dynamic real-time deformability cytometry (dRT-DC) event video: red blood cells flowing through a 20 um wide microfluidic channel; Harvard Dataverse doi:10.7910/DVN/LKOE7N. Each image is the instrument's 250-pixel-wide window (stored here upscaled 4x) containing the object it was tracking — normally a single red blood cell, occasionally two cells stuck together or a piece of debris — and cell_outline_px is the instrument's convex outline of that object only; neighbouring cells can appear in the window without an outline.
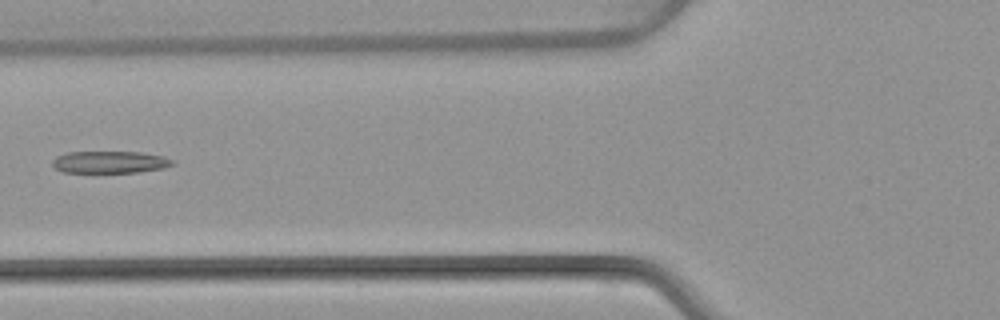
{"species": "common noctule bat (a hibernating species)", "species_latin": "Nyctalus noctula", "temperature_condition": "warm", "stored_images_in_passage": 7, "camera_frame_rate_fps": 3000, "um_per_image_px": 0.085, "animal": {"sex": "female", "body_mass_g": 22.7, "forearm_length_mm": 54.2}, "frame": {"image": 1, "passage_image": 6, "time_ms": 6.333, "image_size_px": [1000, 320], "cell_outline_px": [[176, 164], [164, 168], [136, 172], [64, 172], [56, 168], [52, 164], [52, 160], [56, 156], [68, 152], [140, 152], [164, 156], [176, 160]], "centroid_in_image_um": [9.4, 13.77], "position_along_channel_um": 116.4, "area_um2": 15.49}}
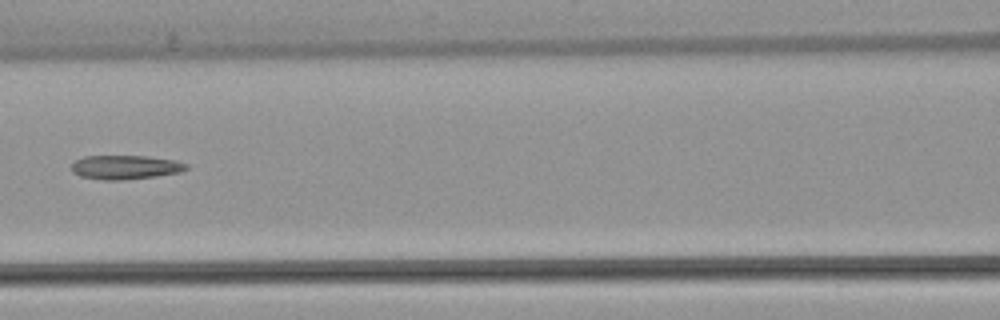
{"frame": {"image": 2, "passage_image": 7, "time_ms": 7.333, "image_size_px": [1000, 320], "cell_outline_px": [[188, 168], [180, 172], [156, 176], [120, 180], [104, 180], [80, 176], [72, 172], [72, 164], [76, 160], [84, 156], [148, 156], [176, 160], [188, 164]], "centroid_in_image_um": [10.67, 14.21], "position_along_channel_um": 155.9, "area_um2": 16.07}}